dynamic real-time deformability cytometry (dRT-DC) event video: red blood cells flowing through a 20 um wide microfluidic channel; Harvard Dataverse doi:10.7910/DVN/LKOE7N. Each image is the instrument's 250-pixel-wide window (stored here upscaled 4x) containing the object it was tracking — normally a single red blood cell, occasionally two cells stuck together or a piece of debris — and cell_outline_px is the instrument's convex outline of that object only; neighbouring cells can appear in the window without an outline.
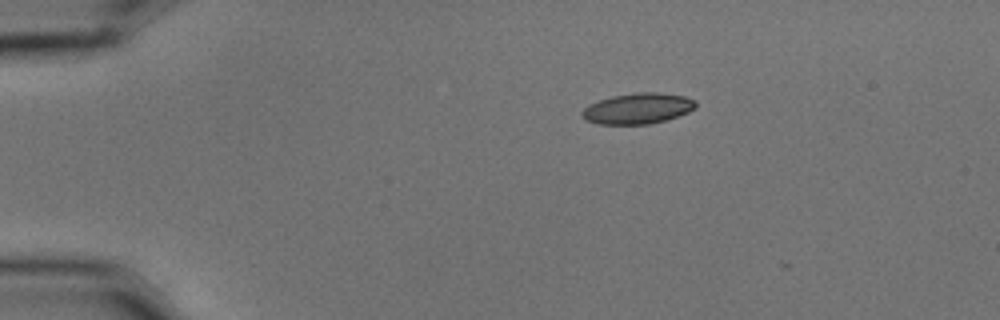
{"species": "common noctule bat (a hibernating species)", "species_latin": "Nyctalus noctula", "temperature_condition": "cold", "stored_images_in_passage": 2, "camera_frame_rate_fps": 3000, "um_per_image_px": 0.085, "animal": {"sex": "male", "body_mass_g": 15.6}, "frame": {"image": 1, "passage_image": 1, "time_ms": 0.0, "image_size_px": [1000, 320], "cell_outline_px": [[696, 108], [688, 112], [664, 120], [648, 124], [600, 124], [588, 120], [580, 116], [580, 112], [588, 104], [612, 96], [636, 92], [656, 92], [688, 96], [696, 100]], "centroid_in_image_um": [54.22, 9.2], "position_along_channel_um": 30.8, "area_um2": 20.4}}